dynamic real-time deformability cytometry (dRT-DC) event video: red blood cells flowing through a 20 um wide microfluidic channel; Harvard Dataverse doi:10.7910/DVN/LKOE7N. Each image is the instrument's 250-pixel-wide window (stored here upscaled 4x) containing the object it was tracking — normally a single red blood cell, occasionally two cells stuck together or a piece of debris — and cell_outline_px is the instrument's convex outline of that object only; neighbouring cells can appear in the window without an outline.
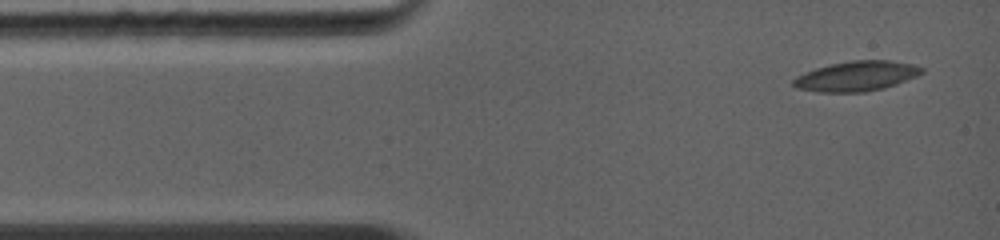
{"species": "common noctule bat (a hibernating species)", "species_latin": "Nyctalus noctula", "temperature_condition": "warm", "stored_images_in_passage": 4, "camera_frame_rate_fps": 5000, "um_per_image_px": 0.085, "animal": {"sex": "female", "body_mass_g": 19.0, "forearm_length_mm": 56.7}, "frame": {"image": 1, "passage_image": 1, "time_ms": 0.0, "image_size_px": [1000, 240], "cell_outline_px": [[924, 72], [916, 76], [896, 84], [884, 88], [864, 92], [816, 92], [796, 88], [792, 84], [792, 80], [796, 76], [804, 72], [816, 68], [832, 64], [852, 60], [888, 60], [916, 64], [924, 68]], "centroid_in_image_um": [72.8, 6.47], "position_along_channel_um": 12.2, "area_um2": 22.54}}
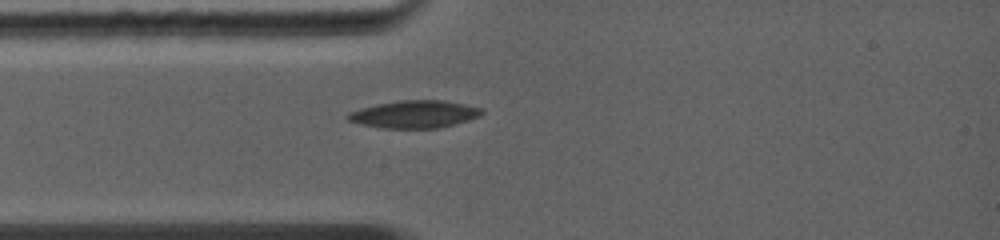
{"frame": {"image": 2, "passage_image": 4, "time_ms": 2.2, "image_size_px": [1000, 240], "cell_outline_px": [[484, 112], [480, 116], [468, 120], [436, 128], [384, 128], [360, 124], [348, 120], [344, 116], [348, 112], [360, 108], [376, 104], [400, 100], [444, 100], [484, 108]], "centroid_in_image_um": [35.21, 9.7], "position_along_channel_um": 49.8, "area_um2": 21.5}}